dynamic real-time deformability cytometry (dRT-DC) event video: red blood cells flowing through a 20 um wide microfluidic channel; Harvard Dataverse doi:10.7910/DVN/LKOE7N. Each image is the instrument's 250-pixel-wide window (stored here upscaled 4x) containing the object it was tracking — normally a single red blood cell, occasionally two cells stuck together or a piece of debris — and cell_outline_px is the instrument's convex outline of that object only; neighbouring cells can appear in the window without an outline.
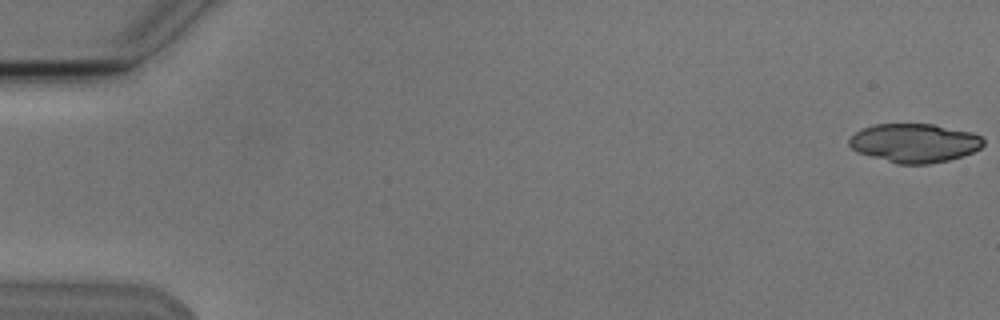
{"species": "Egyptian fruit bat (a non-hibernating species)", "species_latin": "Rousettus aegyptiacus", "temperature_condition": "cold", "stored_images_in_passage": 8, "camera_frame_rate_fps": 3000, "um_per_image_px": 0.085, "animal": {"sex": "male"}, "frame": {"image": 1, "passage_image": 1, "time_ms": 0.0, "image_size_px": [1000, 320], "cell_outline_px": [[984, 144], [980, 148], [964, 156], [948, 160], [928, 164], [896, 164], [856, 152], [848, 144], [848, 140], [856, 132], [864, 128], [876, 124], [932, 124], [972, 132], [980, 136], [984, 140]], "centroid_in_image_um": [77.73, 12.16], "position_along_channel_um": 7.3, "area_um2": 30.4}}
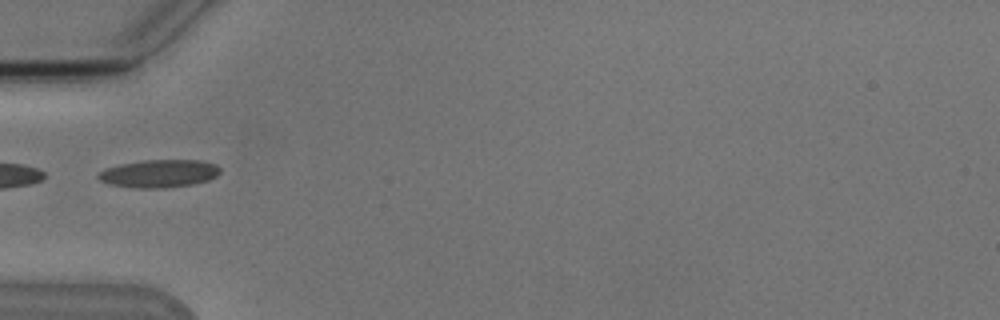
{"frame": {"image": 2, "passage_image": 6, "time_ms": 6.0, "image_size_px": [1000, 320], "cell_outline_px": [[220, 172], [216, 176], [208, 180], [192, 184], [164, 188], [136, 188], [112, 184], [100, 180], [96, 176], [104, 168], [120, 164], [144, 160], [200, 160], [216, 164], [220, 168]], "centroid_in_image_um": [13.53, 14.74], "position_along_channel_um": 71.5, "area_um2": 19.71}}
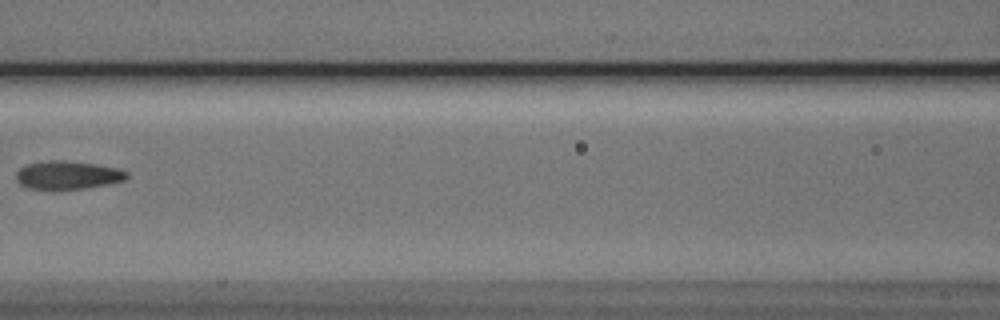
{"frame": {"image": 3, "passage_image": 8, "time_ms": 8.333, "image_size_px": [1000, 320], "cell_outline_px": [[128, 176], [124, 180], [108, 184], [84, 188], [28, 188], [20, 184], [16, 180], [16, 172], [24, 164], [48, 160], [64, 160], [96, 164], [116, 168], [128, 172]], "centroid_in_image_um": [5.73, 14.86], "position_along_channel_um": 160.9, "area_um2": 18.03}}